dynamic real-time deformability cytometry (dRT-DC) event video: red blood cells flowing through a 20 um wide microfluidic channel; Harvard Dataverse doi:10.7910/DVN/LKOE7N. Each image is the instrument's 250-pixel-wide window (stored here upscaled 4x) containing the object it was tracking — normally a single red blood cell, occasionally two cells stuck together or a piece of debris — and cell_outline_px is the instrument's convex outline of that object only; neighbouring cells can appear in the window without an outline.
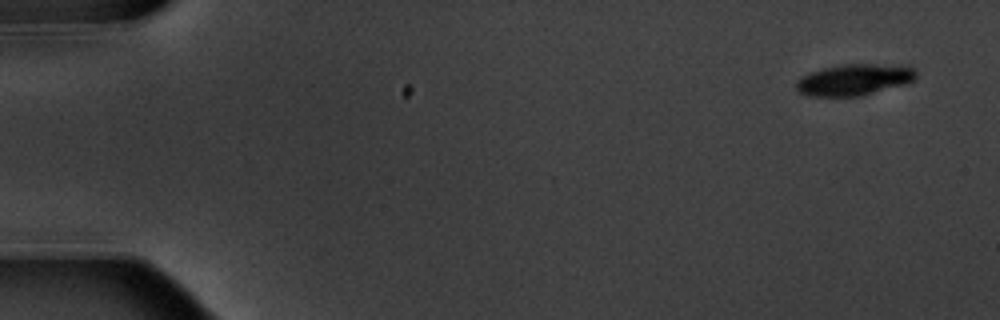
{"species": "common noctule bat (a hibernating species)", "species_latin": "Nyctalus noctula", "temperature_condition": "warm", "stored_images_in_passage": 6, "camera_frame_rate_fps": 3000, "um_per_image_px": 0.085, "animal": {"sex": "male", "body_mass_g": 20.1, "forearm_length_mm": 53.5}, "frame": {"image": 1, "passage_image": 1, "time_ms": 0.0, "image_size_px": [1000, 320], "cell_outline_px": [[916, 80], [908, 84], [860, 96], [808, 96], [800, 92], [796, 88], [796, 80], [800, 76], [824, 68], [840, 64], [908, 64], [916, 68]], "centroid_in_image_um": [72.69, 6.76], "position_along_channel_um": 12.3, "area_um2": 22.43}}
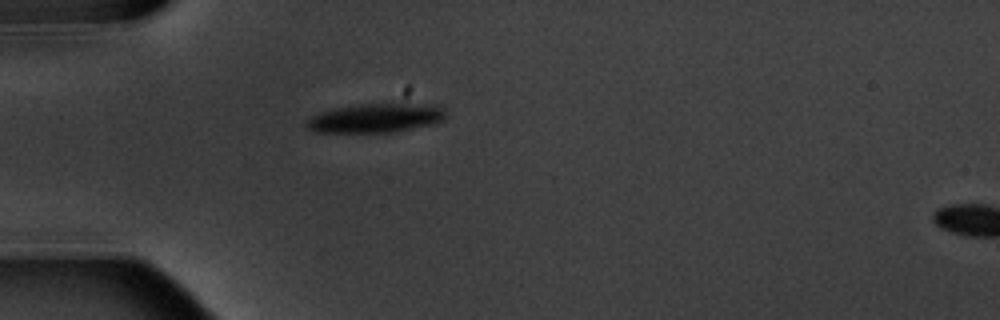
{"frame": {"image": 2, "passage_image": 5, "time_ms": 4.667, "image_size_px": [1000, 320], "cell_outline_px": [[448, 116], [444, 120], [432, 124], [392, 132], [316, 132], [308, 128], [304, 124], [312, 116], [320, 112], [332, 108], [360, 104], [436, 104], [444, 108]], "centroid_in_image_um": [31.97, 10.02], "position_along_channel_um": 53.0, "area_um2": 23.64}}